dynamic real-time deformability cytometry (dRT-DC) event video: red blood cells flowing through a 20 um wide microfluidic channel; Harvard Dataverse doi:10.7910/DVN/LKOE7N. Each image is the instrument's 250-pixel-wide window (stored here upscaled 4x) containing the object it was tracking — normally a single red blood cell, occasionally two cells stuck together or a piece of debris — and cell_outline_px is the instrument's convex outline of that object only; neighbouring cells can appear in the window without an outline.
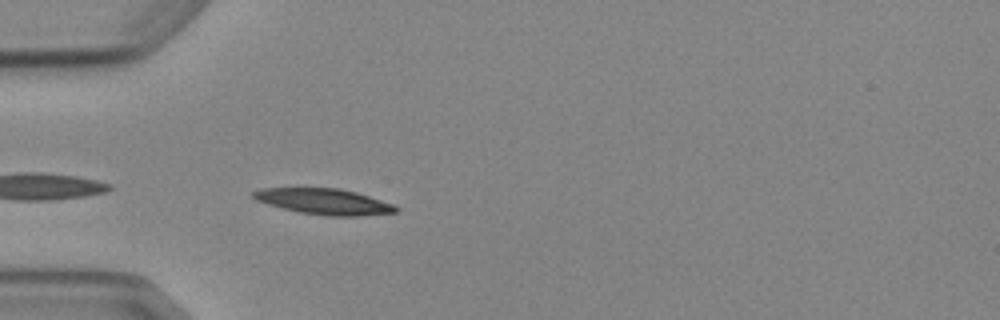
{"species": "Egyptian fruit bat (a non-hibernating species)", "species_latin": "Rousettus aegyptiacus", "temperature_condition": "cold", "stored_images_in_passage": 4, "camera_frame_rate_fps": 3000, "um_per_image_px": 0.085, "animal": {"sex": "female"}, "frame": {"image": 1, "passage_image": 4, "time_ms": 3.333, "image_size_px": [1000, 320], "cell_outline_px": [[400, 208], [396, 212], [360, 216], [328, 216], [300, 212], [268, 204], [256, 200], [252, 196], [252, 192], [260, 188], [340, 188], [356, 192], [392, 204]], "centroid_in_image_um": [27.54, 17.13], "position_along_channel_um": 57.5, "area_um2": 21.27}}